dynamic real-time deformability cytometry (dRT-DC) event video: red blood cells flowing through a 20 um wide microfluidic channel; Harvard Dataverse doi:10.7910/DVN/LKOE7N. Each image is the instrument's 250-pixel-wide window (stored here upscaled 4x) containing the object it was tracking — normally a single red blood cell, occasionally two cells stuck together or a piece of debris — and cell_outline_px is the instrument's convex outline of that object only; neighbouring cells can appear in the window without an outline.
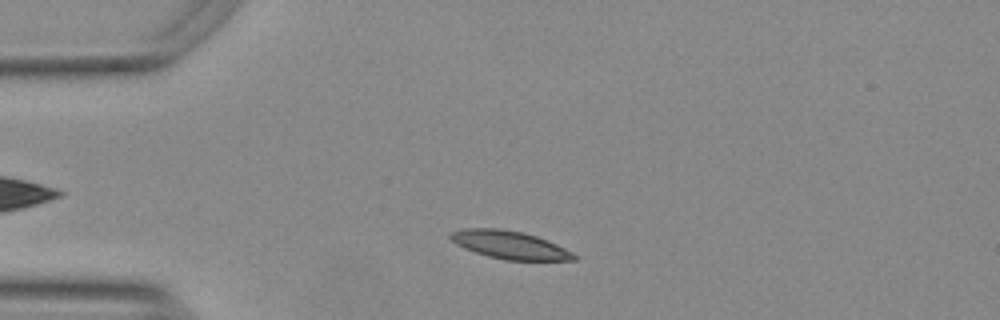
{"species": "Egyptian fruit bat (a non-hibernating species)", "species_latin": "Rousettus aegyptiacus", "temperature_condition": "warm", "stored_images_in_passage": 48, "camera_frame_rate_fps": 3000, "um_per_image_px": 0.085, "animal": {"sex": "female"}, "frame": {"image": 1, "passage_image": 7, "time_ms": 2.0, "image_size_px": [1000, 320], "cell_outline_px": [[576, 260], [504, 260], [488, 256], [464, 248], [456, 244], [448, 236], [452, 232], [464, 228], [496, 228], [524, 232], [536, 236], [556, 244], [572, 252], [576, 256]], "centroid_in_image_um": [43.31, 20.81], "position_along_channel_um": 41.7, "area_um2": 19.94}}
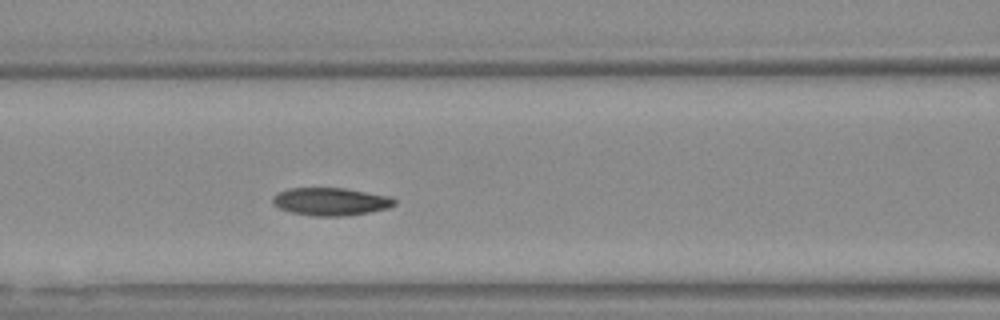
{"frame": {"image": 2, "passage_image": 17, "time_ms": 5.333, "image_size_px": [1000, 320], "cell_outline_px": [[396, 204], [388, 208], [368, 212], [344, 216], [312, 216], [292, 212], [280, 208], [272, 204], [272, 196], [276, 192], [288, 188], [344, 188], [388, 196], [396, 200]], "centroid_in_image_um": [28.06, 17.13], "position_along_channel_um": 138.5, "area_um2": 19.71}}
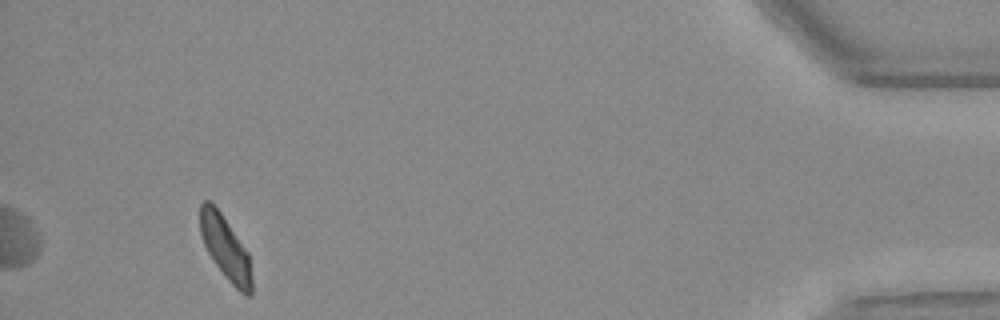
{"frame": {"image": 3, "passage_image": 45, "time_ms": 14.667, "image_size_px": [1000, 320], "cell_outline_px": [[252, 296], [244, 296], [228, 280], [212, 260], [204, 244], [200, 232], [200, 204], [204, 200], [208, 200], [220, 212], [248, 252], [252, 276]], "centroid_in_image_um": [19.18, 21.12], "position_along_channel_um": 416.0, "area_um2": 19.02}, "authors_computed_cell_mechanics": {"area_um2": 19.5653, "velocity_mm_per_s": 3.7243, "shape_relaxation_time_tau1_ms": 3.5648, "shape_relaxation_time_tau2_ms": 2.8154, "deformation_change_tau1": 0.1405, "deformation_change_tau2": 0.0863}}